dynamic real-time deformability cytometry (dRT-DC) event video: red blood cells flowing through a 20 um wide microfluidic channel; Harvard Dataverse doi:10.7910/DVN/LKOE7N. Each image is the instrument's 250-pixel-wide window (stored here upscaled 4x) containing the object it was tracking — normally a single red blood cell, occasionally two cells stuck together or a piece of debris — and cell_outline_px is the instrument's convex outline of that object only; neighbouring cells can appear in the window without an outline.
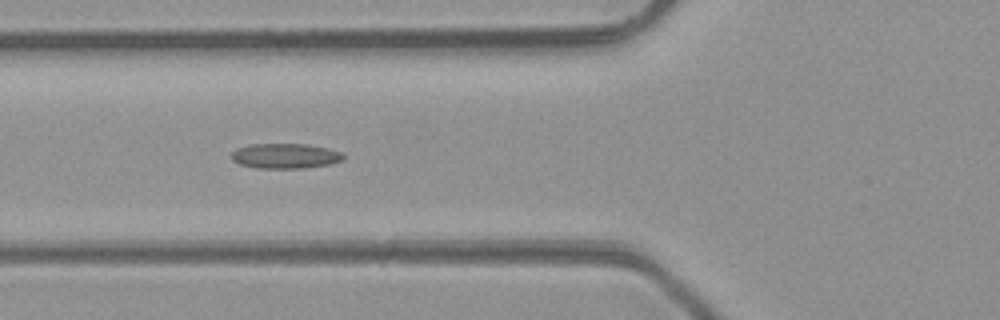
{"species": "common noctule bat (a hibernating species)", "species_latin": "Nyctalus noctula", "temperature_condition": "room temperature", "stored_images_in_passage": 10, "camera_frame_rate_fps": 3000, "um_per_image_px": 0.085, "animal": {"sex": "male", "body_mass_g": 23.1, "forearm_length_mm": 52.7}, "frame": {"image": 1, "passage_image": 6, "time_ms": 1.667, "image_size_px": [1000, 320], "cell_outline_px": [[344, 160], [332, 164], [304, 168], [256, 168], [240, 164], [232, 160], [232, 152], [236, 148], [248, 144], [308, 144], [328, 148], [344, 152]], "centroid_in_image_um": [24.28, 13.25], "position_along_channel_um": 101.5, "area_um2": 16.59}}